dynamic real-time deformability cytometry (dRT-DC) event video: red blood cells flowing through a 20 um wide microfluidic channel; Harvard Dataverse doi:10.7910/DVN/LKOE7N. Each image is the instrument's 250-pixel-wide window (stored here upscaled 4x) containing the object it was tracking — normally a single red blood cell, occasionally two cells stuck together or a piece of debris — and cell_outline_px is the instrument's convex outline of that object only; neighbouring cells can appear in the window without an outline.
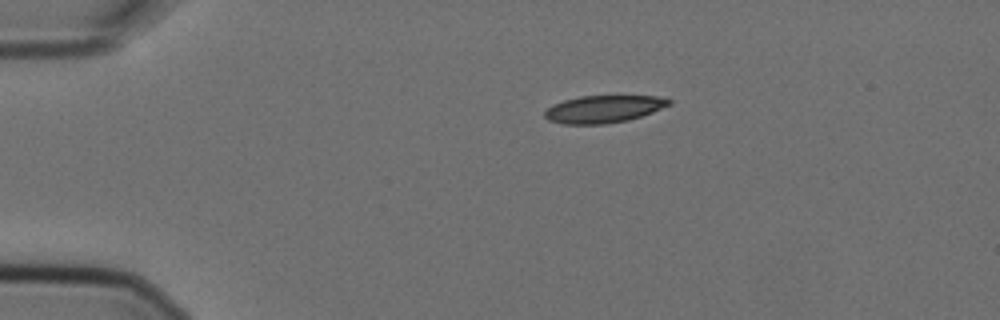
{"species": "Egyptian fruit bat (a non-hibernating species)", "species_latin": "Rousettus aegyptiacus", "temperature_condition": "cold", "stored_images_in_passage": 6, "camera_frame_rate_fps": 3000, "um_per_image_px": 0.085, "animal": {"sex": "female"}, "frame": {"image": 1, "passage_image": 1, "time_ms": 0.0, "image_size_px": [1000, 320], "cell_outline_px": [[672, 104], [652, 112], [628, 120], [604, 124], [564, 124], [548, 120], [544, 116], [544, 112], [552, 104], [564, 100], [580, 96], [656, 96], [672, 100]], "centroid_in_image_um": [51.29, 9.27], "position_along_channel_um": 33.7, "area_um2": 19.77}}
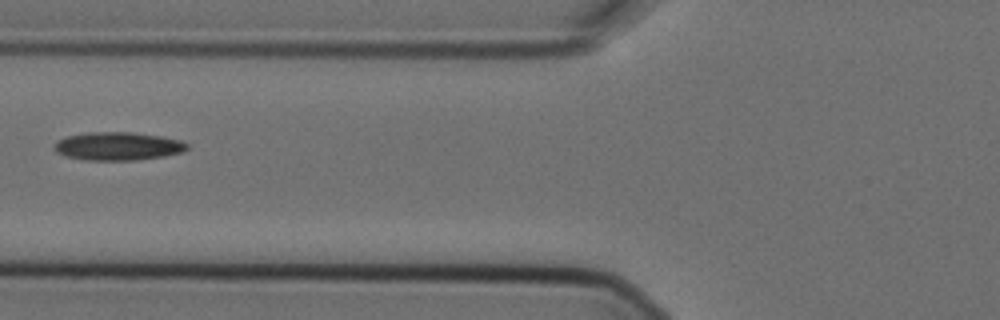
{"frame": {"image": 2, "passage_image": 4, "time_ms": 1.0, "image_size_px": [1000, 320], "cell_outline_px": [[188, 148], [184, 152], [164, 156], [136, 160], [84, 160], [64, 156], [56, 152], [52, 148], [56, 140], [64, 136], [88, 132], [132, 132], [160, 136], [180, 140], [188, 144]], "centroid_in_image_um": [9.97, 12.42], "position_along_channel_um": 115.8, "area_um2": 22.14}}
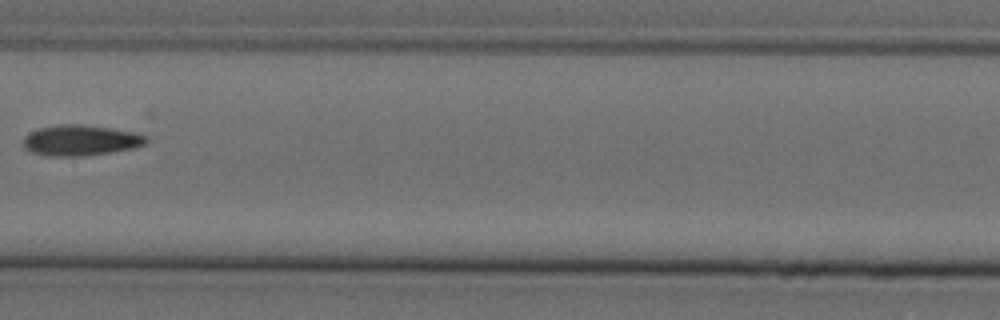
{"frame": {"image": 3, "passage_image": 6, "time_ms": 1.667, "image_size_px": [1000, 320], "cell_outline_px": [[148, 144], [136, 148], [80, 156], [44, 156], [32, 152], [24, 148], [24, 136], [40, 128], [60, 124], [80, 124], [140, 132], [148, 136]], "centroid_in_image_um": [6.92, 11.92], "position_along_channel_um": 200.5, "area_um2": 22.14}}